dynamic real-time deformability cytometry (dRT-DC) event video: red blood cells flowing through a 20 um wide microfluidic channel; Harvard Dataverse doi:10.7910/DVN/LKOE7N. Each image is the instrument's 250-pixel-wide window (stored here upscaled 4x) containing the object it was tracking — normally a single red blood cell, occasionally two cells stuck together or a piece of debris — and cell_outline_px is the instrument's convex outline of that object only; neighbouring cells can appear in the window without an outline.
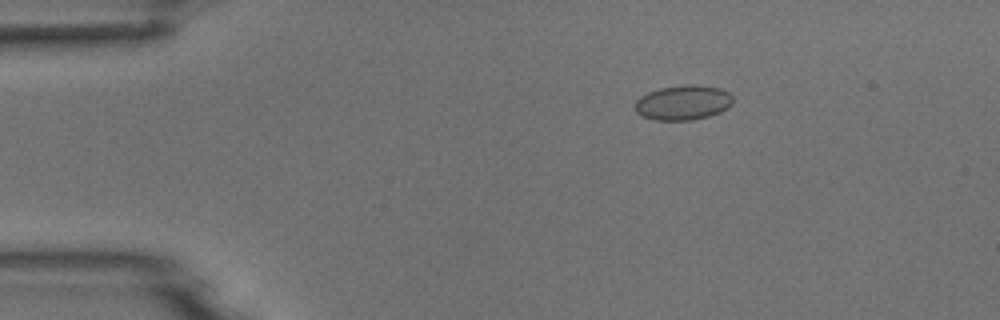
{"species": "common noctule bat (a hibernating species)", "species_latin": "Nyctalus noctula", "temperature_condition": "room temperature", "stored_images_in_passage": 5, "camera_frame_rate_fps": 3000, "um_per_image_px": 0.085, "animal": {"sex": "male", "body_mass_g": 18.8}, "frame": {"image": 1, "passage_image": 3, "time_ms": 2.333, "image_size_px": [1000, 320], "cell_outline_px": [[732, 104], [728, 108], [720, 112], [708, 116], [692, 120], [656, 120], [644, 116], [636, 112], [636, 100], [640, 96], [648, 92], [660, 88], [684, 84], [692, 84], [720, 88], [728, 92], [732, 96]], "centroid_in_image_um": [58.07, 8.71], "position_along_channel_um": 26.9, "area_um2": 19.83}}
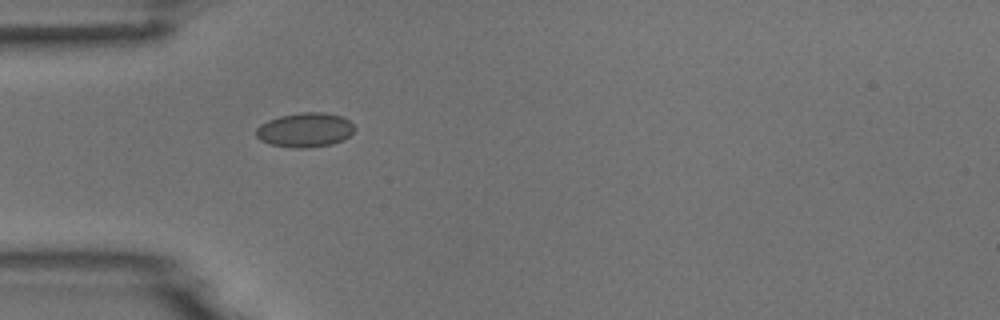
{"frame": {"image": 2, "passage_image": 5, "time_ms": 4.667, "image_size_px": [1000, 320], "cell_outline_px": [[356, 128], [344, 140], [332, 144], [304, 148], [296, 148], [272, 144], [260, 140], [256, 136], [256, 128], [260, 124], [268, 120], [280, 116], [300, 112], [324, 112], [340, 116], [348, 120]], "centroid_in_image_um": [25.92, 11.04], "position_along_channel_um": 59.1, "area_um2": 19.65}}